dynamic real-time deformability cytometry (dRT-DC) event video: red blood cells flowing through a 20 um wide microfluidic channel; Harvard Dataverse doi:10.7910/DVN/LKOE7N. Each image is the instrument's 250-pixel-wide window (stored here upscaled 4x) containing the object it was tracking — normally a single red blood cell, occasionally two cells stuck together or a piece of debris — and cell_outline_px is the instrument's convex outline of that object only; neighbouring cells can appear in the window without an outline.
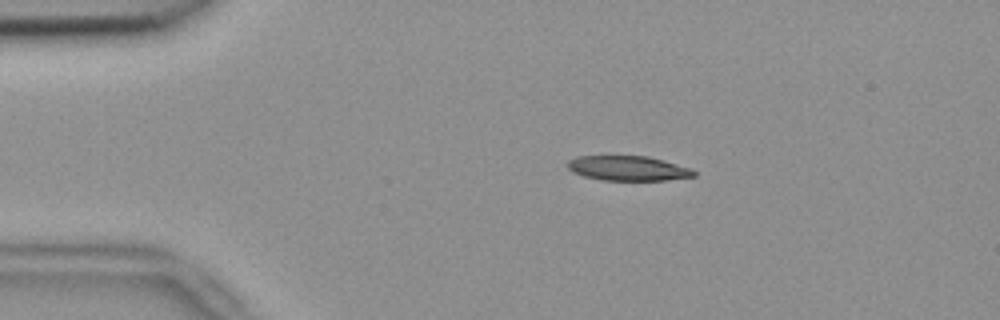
{"species": "common noctule bat (a hibernating species)", "species_latin": "Nyctalus noctula", "temperature_condition": "room temperature", "stored_images_in_passage": 44, "camera_frame_rate_fps": 3000, "um_per_image_px": 0.085, "animal": {"sex": "female", "body_mass_g": 18.4}, "frame": {"image": 1, "passage_image": 1, "time_ms": 0.0, "image_size_px": [1000, 320], "cell_outline_px": [[696, 176], [668, 180], [600, 180], [584, 176], [572, 172], [568, 168], [568, 160], [576, 156], [648, 156], [692, 168], [696, 172]], "centroid_in_image_um": [53.39, 14.3], "position_along_channel_um": 31.6, "area_um2": 18.32}}
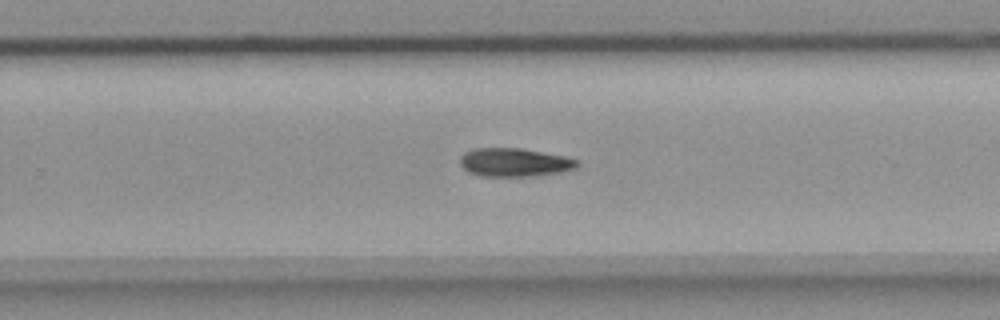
{"frame": {"image": 2, "passage_image": 25, "time_ms": 8.0, "image_size_px": [1000, 320], "cell_outline_px": [[580, 164], [576, 168], [560, 172], [532, 176], [480, 176], [468, 172], [460, 164], [460, 156], [464, 152], [476, 148], [520, 148], [564, 156], [580, 160]], "centroid_in_image_um": [43.73, 13.8], "position_along_channel_um": 286.1, "area_um2": 19.48}}
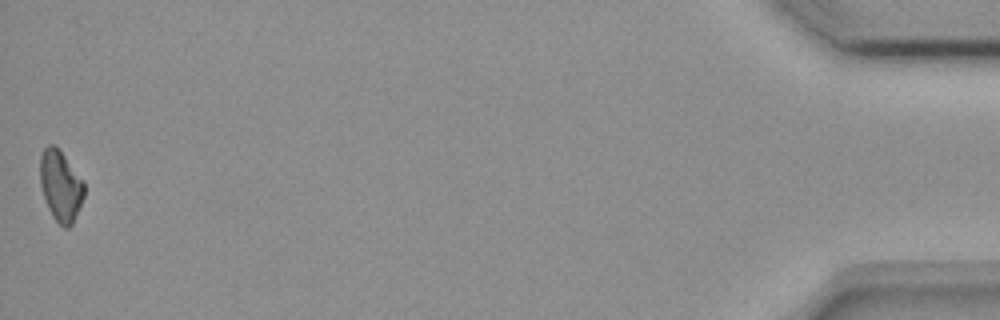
{"frame": {"image": 3, "passage_image": 44, "time_ms": 14.333, "image_size_px": [1000, 320], "cell_outline_px": [[84, 196], [72, 224], [68, 228], [64, 228], [52, 216], [48, 208], [40, 184], [40, 156], [44, 148], [48, 144], [52, 144], [64, 156], [84, 180]], "centroid_in_image_um": [5.15, 15.8], "position_along_channel_um": 430.1, "area_um2": 17.98}, "authors_computed_cell_mechanics": {"area_um2": 19.2474, "velocity_mm_per_s": 3.781, "shape_relaxation_time_tau1_ms": 10.3447, "shape_relaxation_time_tau2_ms": null, "deformation_change_tau1": 0.1968, "deformation_change_tau2": null}}